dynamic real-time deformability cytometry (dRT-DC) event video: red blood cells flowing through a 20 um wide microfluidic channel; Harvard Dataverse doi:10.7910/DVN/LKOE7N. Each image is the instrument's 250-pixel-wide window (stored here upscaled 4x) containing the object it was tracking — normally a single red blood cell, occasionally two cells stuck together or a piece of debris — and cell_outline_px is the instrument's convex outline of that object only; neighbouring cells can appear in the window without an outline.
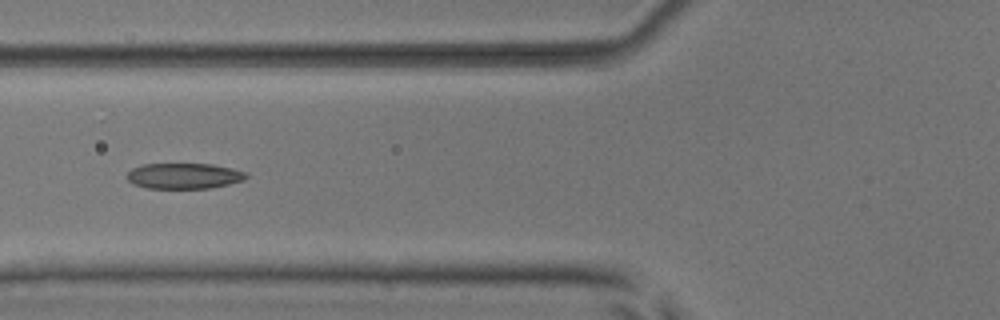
{"species": "common noctule bat (a hibernating species)", "species_latin": "Nyctalus noctula", "temperature_condition": "room temperature", "stored_images_in_passage": 3, "camera_frame_rate_fps": 3000, "um_per_image_px": 0.085, "animal": {"sex": "male", "body_mass_g": 17.9, "forearm_length_mm": 54.2}, "frame": {"image": 1, "passage_image": 3, "time_ms": 0.667, "image_size_px": [1000, 320], "cell_outline_px": [[248, 176], [244, 180], [212, 188], [148, 188], [132, 184], [128, 180], [128, 172], [132, 168], [144, 164], [212, 164], [232, 168], [248, 172]], "centroid_in_image_um": [15.67, 14.95], "position_along_channel_um": 110.1, "area_um2": 17.86}}